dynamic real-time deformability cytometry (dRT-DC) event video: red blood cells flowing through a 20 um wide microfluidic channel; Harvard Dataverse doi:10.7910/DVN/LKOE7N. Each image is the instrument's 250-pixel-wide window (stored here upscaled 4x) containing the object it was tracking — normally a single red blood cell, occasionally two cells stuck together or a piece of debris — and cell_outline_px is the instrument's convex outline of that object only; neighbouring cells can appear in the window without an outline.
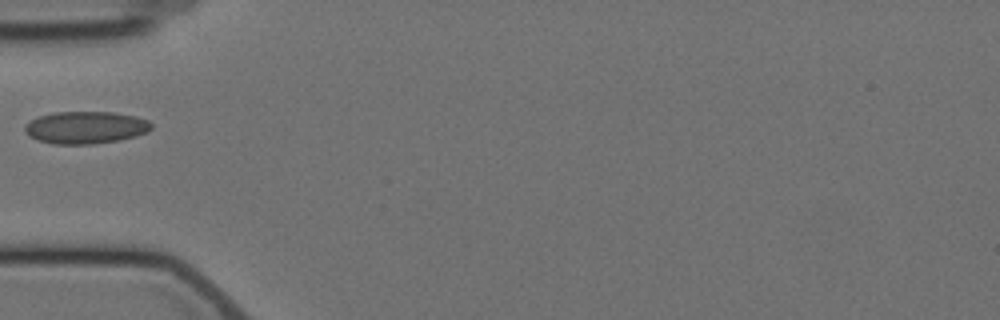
{"species": "Egyptian fruit bat (a non-hibernating species)", "species_latin": "Rousettus aegyptiacus", "temperature_condition": "cold", "stored_images_in_passage": 2, "camera_frame_rate_fps": 3000, "um_per_image_px": 0.085, "animal": {"sex": "female"}, "frame": {"image": 1, "passage_image": 1, "time_ms": 0.0, "image_size_px": [1000, 320], "cell_outline_px": [[152, 128], [148, 132], [136, 136], [120, 140], [92, 144], [52, 144], [36, 140], [28, 136], [24, 132], [24, 124], [40, 116], [52, 112], [112, 112], [136, 116], [148, 120], [152, 124]], "centroid_in_image_um": [7.26, 10.84], "position_along_channel_um": 77.7, "area_um2": 24.1}}
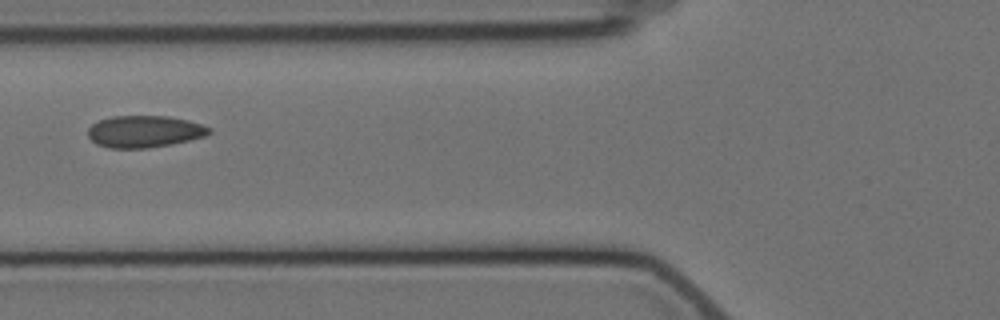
{"frame": {"image": 2, "passage_image": 2, "time_ms": 1.0, "image_size_px": [1000, 320], "cell_outline_px": [[212, 132], [204, 136], [172, 144], [148, 148], [108, 148], [96, 144], [88, 136], [88, 128], [92, 124], [100, 120], [112, 116], [168, 116], [188, 120], [212, 128]], "centroid_in_image_um": [12.27, 11.18], "position_along_channel_um": 113.5, "area_um2": 22.54}}